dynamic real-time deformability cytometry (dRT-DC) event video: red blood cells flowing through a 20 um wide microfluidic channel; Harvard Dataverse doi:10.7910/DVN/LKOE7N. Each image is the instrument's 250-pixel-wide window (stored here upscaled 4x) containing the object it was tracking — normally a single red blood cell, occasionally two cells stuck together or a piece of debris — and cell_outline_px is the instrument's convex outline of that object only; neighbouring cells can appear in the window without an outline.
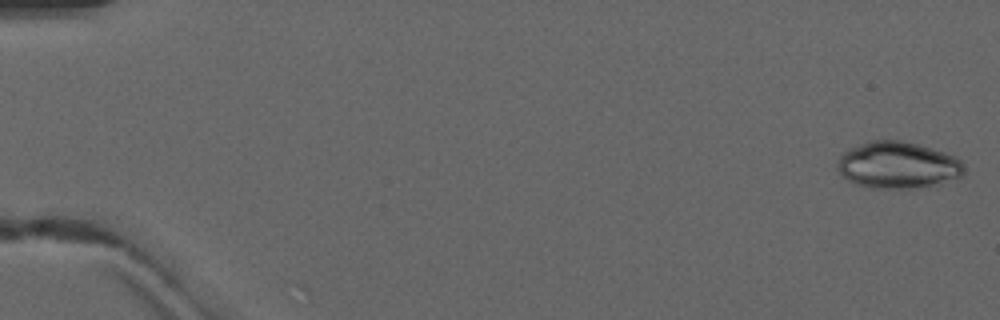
{"species": "common noctule bat (a hibernating species)", "species_latin": "Nyctalus noctula", "temperature_condition": "warm", "stored_images_in_passage": 4, "camera_frame_rate_fps": 3000, "um_per_image_px": 0.085, "animal": {"sex": "male", "forearm_length_mm": 52.5}, "frame": {"image": 1, "passage_image": 1, "time_ms": 0.0, "image_size_px": [1000, 320], "cell_outline_px": [[964, 172], [960, 176], [932, 184], [912, 188], [868, 188], [856, 184], [848, 180], [836, 168], [836, 164], [840, 152], [868, 140], [900, 140], [920, 144], [956, 156], [964, 164]], "centroid_in_image_um": [76.25, 14.0], "position_along_channel_um": 8.8, "area_um2": 34.56}}